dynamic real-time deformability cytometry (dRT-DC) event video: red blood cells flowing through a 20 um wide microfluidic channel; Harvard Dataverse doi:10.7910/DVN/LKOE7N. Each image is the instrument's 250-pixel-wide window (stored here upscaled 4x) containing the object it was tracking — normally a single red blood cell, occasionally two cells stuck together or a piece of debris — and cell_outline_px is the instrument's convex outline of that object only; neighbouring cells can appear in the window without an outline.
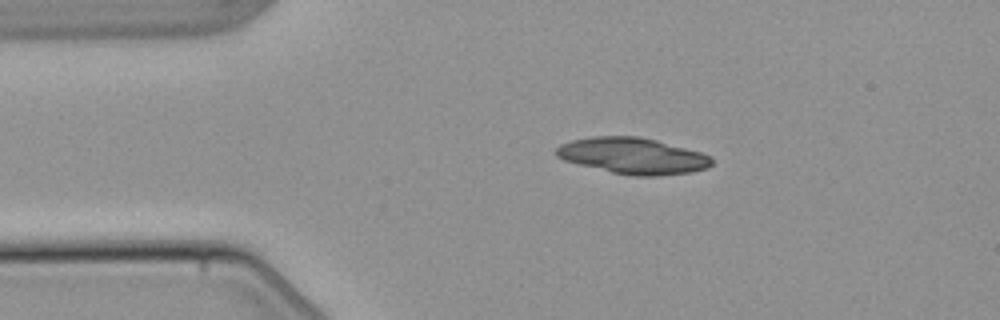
{"species": "common noctule bat (a hibernating species)", "species_latin": "Nyctalus noctula", "temperature_condition": "warm", "stored_images_in_passage": 2, "camera_frame_rate_fps": 3000, "um_per_image_px": 0.085, "animal": {"sex": "male", "body_mass_g": 21.5, "forearm_length_mm": 52.0}, "frame": {"image": 1, "passage_image": 1, "time_ms": 0.0, "image_size_px": [1000, 320], "cell_outline_px": [[712, 164], [708, 168], [692, 172], [656, 176], [632, 176], [612, 172], [564, 160], [556, 156], [556, 148], [560, 144], [572, 140], [592, 136], [636, 136], [656, 140], [700, 152], [712, 156]], "centroid_in_image_um": [53.81, 13.25], "position_along_channel_um": 31.2, "area_um2": 32.66}}